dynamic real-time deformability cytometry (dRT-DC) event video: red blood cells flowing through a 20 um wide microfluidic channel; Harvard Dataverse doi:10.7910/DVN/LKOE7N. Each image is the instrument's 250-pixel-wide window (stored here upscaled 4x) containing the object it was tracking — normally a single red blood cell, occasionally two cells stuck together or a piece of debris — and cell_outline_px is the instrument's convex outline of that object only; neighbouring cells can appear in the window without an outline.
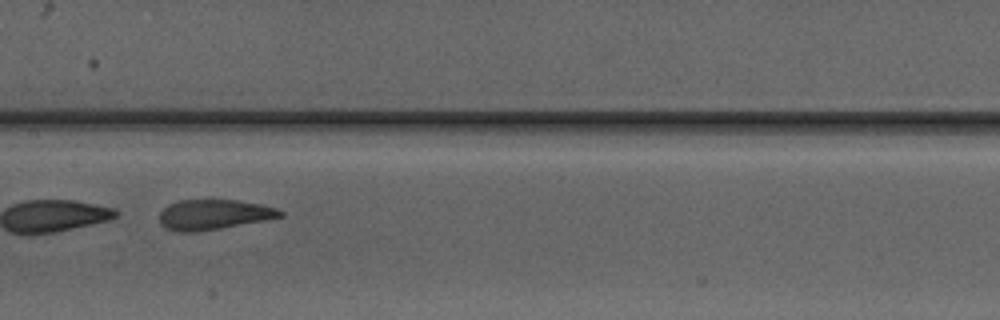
{"species": "Egyptian fruit bat (a non-hibernating species)", "species_latin": "Rousettus aegyptiacus", "temperature_condition": "warm", "stored_images_in_passage": 24, "camera_frame_rate_fps": 3000, "um_per_image_px": 0.085, "animal": {"sex": "male"}, "frame": {"image": 1, "passage_image": 11, "time_ms": 3.333, "image_size_px": [1000, 320], "cell_outline_px": [[284, 216], [220, 228], [196, 232], [176, 232], [164, 228], [160, 224], [160, 212], [168, 204], [180, 200], [236, 200], [260, 204], [276, 208], [284, 212]], "centroid_in_image_um": [18.12, 18.24], "position_along_channel_um": 189.3, "area_um2": 21.1}, "authors_computed_cell_mechanics": {"area_um2": 21.2704, "velocity_mm_per_s": 4.15, "shape_relaxation_time_tau1_ms": null, "shape_relaxation_time_tau2_ms": 0.9916, "deformation_change_tau1": null, "deformation_change_tau2": 0.0778}}